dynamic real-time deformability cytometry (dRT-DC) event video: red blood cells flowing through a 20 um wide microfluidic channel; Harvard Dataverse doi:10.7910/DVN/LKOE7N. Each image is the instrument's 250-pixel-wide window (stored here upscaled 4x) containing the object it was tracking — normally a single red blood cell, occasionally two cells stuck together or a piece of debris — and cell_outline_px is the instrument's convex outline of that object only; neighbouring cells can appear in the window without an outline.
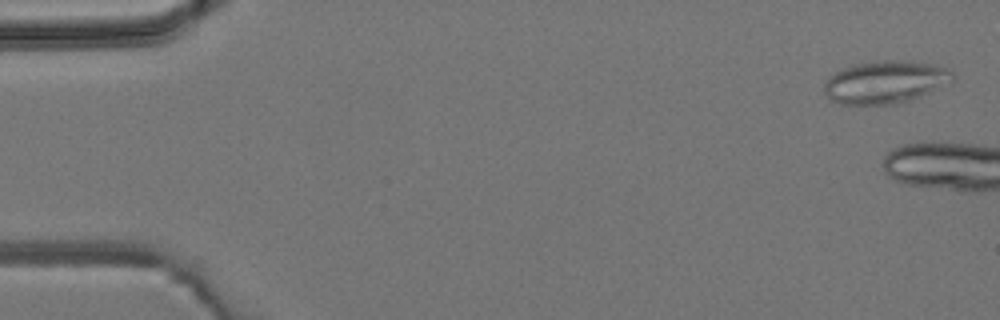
{"species": "common noctule bat (a hibernating species)", "species_latin": "Nyctalus noctula", "temperature_condition": "room temperature", "stored_images_in_passage": 5, "camera_frame_rate_fps": 3000, "um_per_image_px": 0.085, "animal": {"sex": "male", "body_mass_g": 19.2, "forearm_length_mm": 51.8}, "frame": {"image": 1, "passage_image": 5, "time_ms": 6.333, "image_size_px": [1000, 320], "cell_outline_px": [[956, 76], [952, 80], [920, 96], [900, 104], [840, 104], [832, 100], [824, 92], [824, 80], [828, 76], [840, 68], [856, 64], [884, 60], [912, 60], [936, 64], [948, 68]], "centroid_in_image_um": [75.23, 6.96], "position_along_channel_um": 9.8, "area_um2": 32.14}}